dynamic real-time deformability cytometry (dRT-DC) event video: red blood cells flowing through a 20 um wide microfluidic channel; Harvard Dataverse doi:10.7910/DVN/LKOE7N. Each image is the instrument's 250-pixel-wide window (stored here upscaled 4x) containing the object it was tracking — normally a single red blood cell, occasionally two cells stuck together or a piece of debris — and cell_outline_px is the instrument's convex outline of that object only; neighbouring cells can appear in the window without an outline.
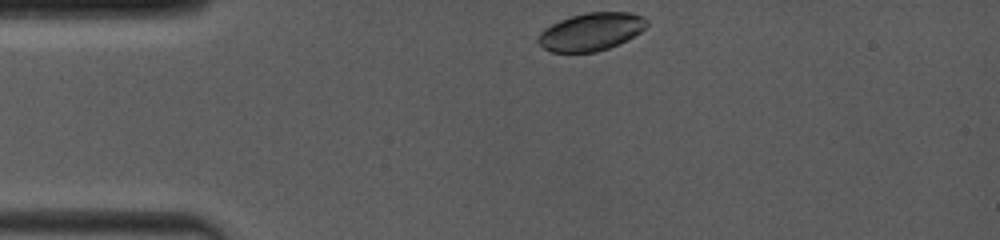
{"species": "common noctule bat (a hibernating species)", "species_latin": "Nyctalus noctula", "temperature_condition": "room temperature", "stored_images_in_passage": 22, "camera_frame_rate_fps": 4000, "um_per_image_px": 0.085, "animal": {"sex": "female", "body_mass_g": 19.0, "forearm_length_mm": 53.3}, "frame": {"image": 1, "passage_image": 1, "time_ms": 0.0, "image_size_px": [1000, 240], "cell_outline_px": [[648, 24], [640, 32], [628, 40], [608, 48], [596, 52], [552, 52], [544, 48], [536, 40], [536, 36], [544, 28], [560, 20], [572, 16], [588, 12], [628, 12], [644, 16], [648, 20]], "centroid_in_image_um": [50.24, 2.69], "position_along_channel_um": 34.8, "area_um2": 23.99}}
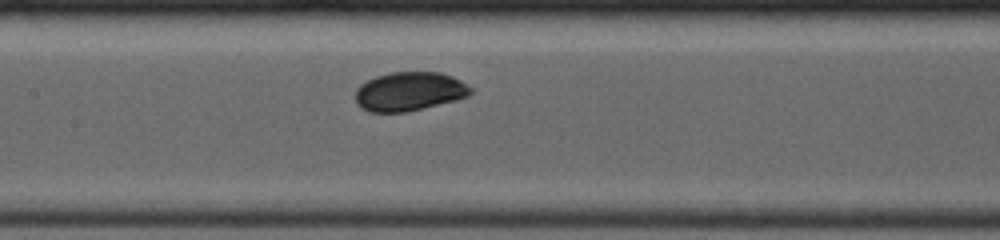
{"frame": {"image": 2, "passage_image": 13, "time_ms": 4.5, "image_size_px": [1000, 240], "cell_outline_px": [[472, 92], [468, 96], [456, 100], [424, 108], [404, 112], [368, 112], [360, 108], [356, 104], [356, 88], [360, 84], [376, 76], [388, 72], [440, 72], [452, 76], [460, 80], [472, 88]], "centroid_in_image_um": [34.77, 7.77], "position_along_channel_um": 172.6, "area_um2": 26.3}}
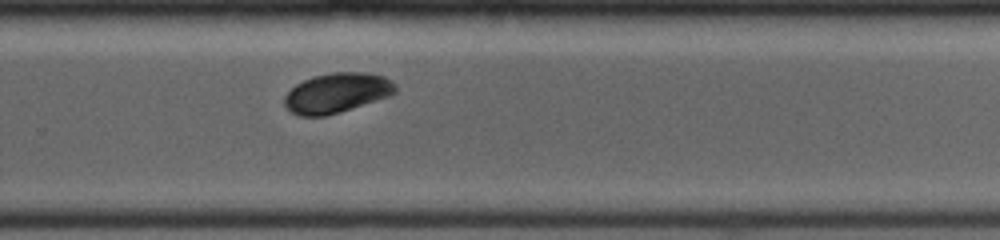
{"frame": {"image": 3, "passage_image": 22, "time_ms": 7.75, "image_size_px": [1000, 240], "cell_outline_px": [[396, 92], [392, 96], [340, 112], [324, 116], [300, 116], [292, 112], [284, 104], [284, 96], [296, 84], [312, 76], [332, 72], [368, 72], [384, 76], [392, 80], [396, 84]], "centroid_in_image_um": [28.68, 7.88], "position_along_channel_um": 301.1, "area_um2": 26.01}}